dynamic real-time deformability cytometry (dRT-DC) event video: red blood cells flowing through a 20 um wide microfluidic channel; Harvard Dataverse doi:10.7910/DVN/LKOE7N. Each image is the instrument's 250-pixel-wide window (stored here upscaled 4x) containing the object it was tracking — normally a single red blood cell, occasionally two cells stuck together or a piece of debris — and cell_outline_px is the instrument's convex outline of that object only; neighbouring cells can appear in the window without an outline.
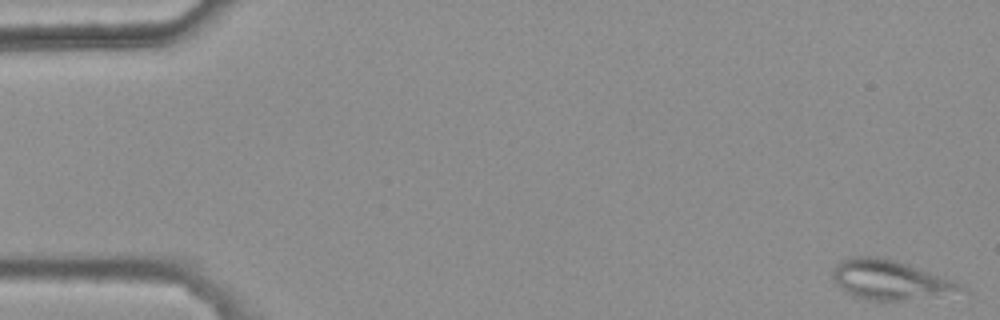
{"species": "common noctule bat (a hibernating species)", "species_latin": "Nyctalus noctula", "temperature_condition": "warm", "stored_images_in_passage": 45, "camera_frame_rate_fps": 3000, "um_per_image_px": 0.085, "animal": {"sex": "female", "body_mass_g": 25.1}, "frame": {"image": 1, "passage_image": 1, "time_ms": 0.0, "image_size_px": [1000, 320], "cell_outline_px": [[968, 292], [904, 300], [868, 300], [856, 296], [840, 288], [836, 284], [832, 276], [832, 272], [836, 264], [840, 260], [852, 256], [880, 256], [896, 260], [908, 264], [964, 284]], "centroid_in_image_um": [75.69, 23.78], "position_along_channel_um": 9.3, "area_um2": 29.65}}
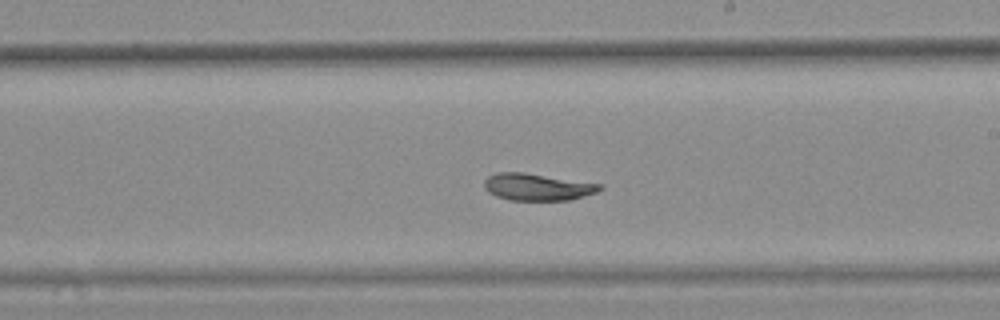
{"frame": {"image": 2, "passage_image": 31, "time_ms": 10.0, "image_size_px": [1000, 320], "cell_outline_px": [[604, 188], [596, 192], [568, 200], [508, 200], [496, 196], [488, 192], [484, 188], [484, 180], [488, 176], [496, 172], [524, 172], [604, 184]], "centroid_in_image_um": [45.67, 15.88], "position_along_channel_um": 243.3, "area_um2": 18.32}}
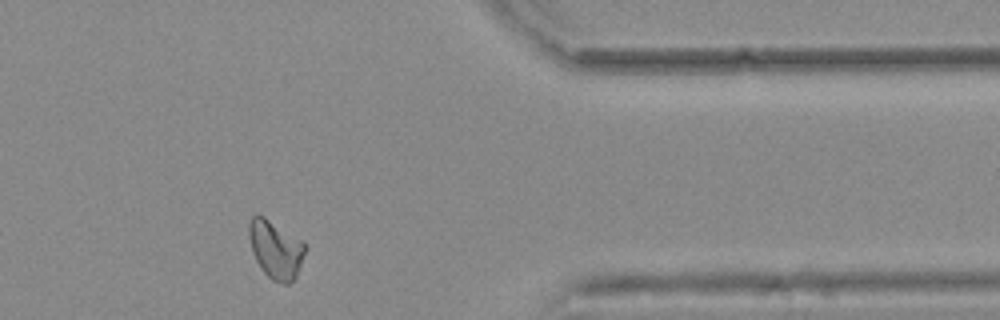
{"frame": {"image": 3, "passage_image": 44, "time_ms": 14.333, "image_size_px": [1000, 320], "cell_outline_px": [[304, 252], [296, 276], [288, 284], [284, 284], [272, 280], [260, 268], [252, 252], [248, 236], [248, 220], [256, 212], [264, 216], [300, 240], [304, 244]], "centroid_in_image_um": [23.36, 21.17], "position_along_channel_um": 388.0, "area_um2": 18.79}, "authors_computed_cell_mechanics": {"area_um2": 19.1896, "velocity_mm_per_s": 3.755, "shape_relaxation_time_tau1_ms": null, "shape_relaxation_time_tau2_ms": 6.7053, "deformation_change_tau1": null, "deformation_change_tau2": 0.0714}}